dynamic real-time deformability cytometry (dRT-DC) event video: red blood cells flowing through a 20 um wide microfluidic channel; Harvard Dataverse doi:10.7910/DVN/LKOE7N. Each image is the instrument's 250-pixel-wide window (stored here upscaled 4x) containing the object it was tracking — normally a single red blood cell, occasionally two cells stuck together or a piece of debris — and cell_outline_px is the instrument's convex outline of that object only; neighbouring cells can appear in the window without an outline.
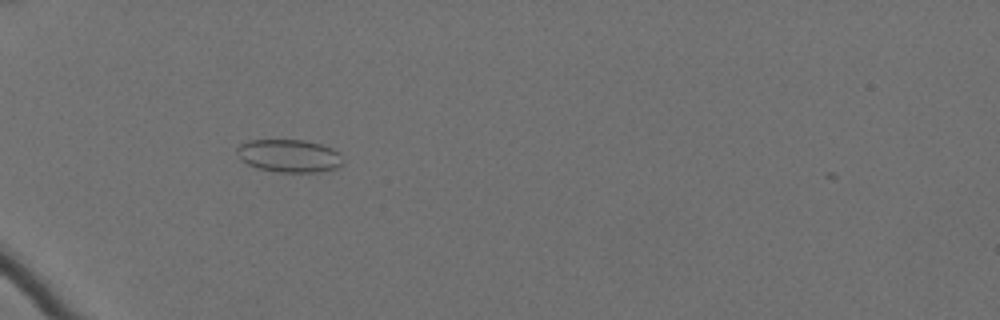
{"species": "Egyptian fruit bat (a non-hibernating species)", "species_latin": "Rousettus aegyptiacus", "temperature_condition": "cold", "stored_images_in_passage": 48, "camera_frame_rate_fps": 3000, "um_per_image_px": 0.085, "animal": {"sex": "female"}, "frame": {"image": 1, "passage_image": 9, "time_ms": 2.667, "image_size_px": [1000, 320], "cell_outline_px": [[344, 164], [336, 168], [320, 172], [280, 172], [256, 168], [240, 160], [236, 152], [236, 148], [240, 144], [248, 140], [304, 140], [320, 144], [332, 148], [340, 152], [344, 160]], "centroid_in_image_um": [24.59, 13.25], "position_along_channel_um": 60.4, "area_um2": 20.58}}
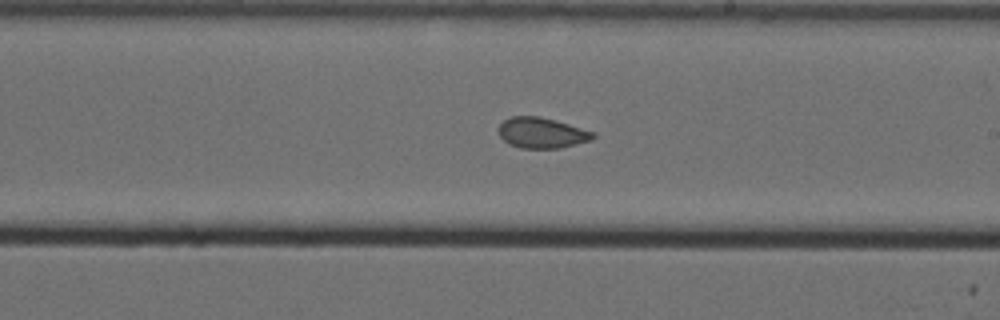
{"frame": {"image": 2, "passage_image": 26, "time_ms": 8.333, "image_size_px": [1000, 320], "cell_outline_px": [[596, 136], [592, 140], [560, 148], [520, 148], [508, 144], [500, 136], [496, 128], [504, 120], [512, 116], [540, 116], [556, 120], [596, 132]], "centroid_in_image_um": [46.05, 11.29], "position_along_channel_um": 242.9, "area_um2": 17.11}}
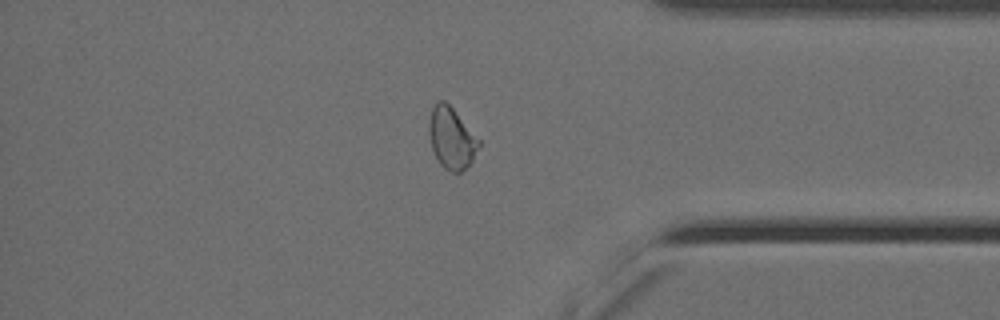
{"frame": {"image": 3, "passage_image": 40, "time_ms": 13.0, "image_size_px": [1000, 320], "cell_outline_px": [[480, 144], [472, 160], [460, 172], [452, 172], [444, 168], [440, 164], [432, 148], [428, 132], [428, 120], [432, 108], [440, 100], [444, 100], [452, 108], [480, 140]], "centroid_in_image_um": [38.35, 11.73], "position_along_channel_um": 396.8, "area_um2": 17.51}, "authors_computed_cell_mechanics": {"area_um2": 17.6868, "velocity_mm_per_s": 3.5011, "shape_relaxation_time_tau1_ms": null, "shape_relaxation_time_tau2_ms": 2.2445, "deformation_change_tau1": null, "deformation_change_tau2": 0.0724}}